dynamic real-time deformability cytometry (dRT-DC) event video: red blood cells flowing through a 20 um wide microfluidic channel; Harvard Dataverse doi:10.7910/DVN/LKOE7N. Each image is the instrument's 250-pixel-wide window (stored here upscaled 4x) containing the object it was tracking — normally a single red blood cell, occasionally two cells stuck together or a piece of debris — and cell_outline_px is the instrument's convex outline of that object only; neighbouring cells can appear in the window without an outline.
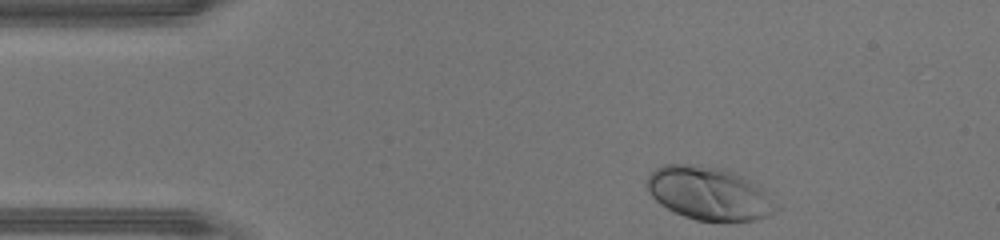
{"species": "human", "species_latin": "Homo sapiens", "temperature_condition": "warm", "stored_images_in_passage": 32, "camera_frame_rate_fps": 3000, "um_per_image_px": 0.085, "donor": {"sex": "male"}, "frame": {"image": 1, "passage_image": 1, "time_ms": 0.0, "image_size_px": [1000, 240], "cell_outline_px": [[780, 208], [776, 212], [768, 216], [756, 220], [696, 220], [684, 216], [660, 204], [652, 196], [644, 184], [648, 176], [656, 168], [664, 164], [696, 164], [724, 168], [744, 176]], "centroid_in_image_um": [60.2, 16.42], "position_along_channel_um": 24.8, "area_um2": 39.54}}
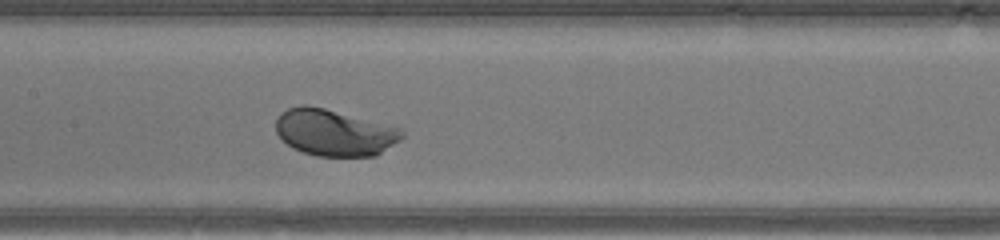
{"frame": {"image": 2, "passage_image": 16, "time_ms": 5.0, "image_size_px": [1000, 240], "cell_outline_px": [[404, 136], [400, 140], [376, 156], [316, 156], [292, 148], [280, 140], [276, 132], [276, 120], [280, 112], [288, 108], [300, 104], [308, 104], [404, 128]], "centroid_in_image_um": [28.41, 11.26], "position_along_channel_um": 179.0, "area_um2": 34.68}}
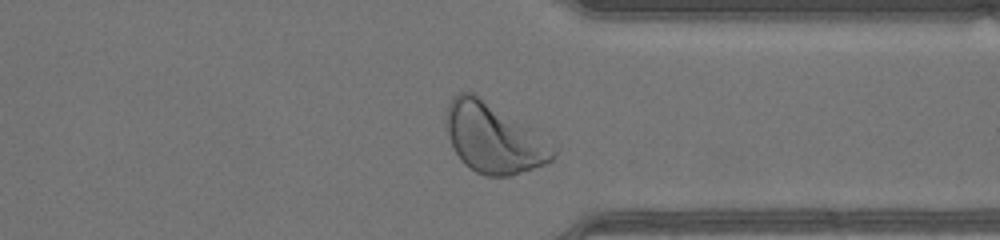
{"frame": {"image": 3, "passage_image": 29, "time_ms": 9.333, "image_size_px": [1000, 240], "cell_outline_px": [[556, 156], [552, 160], [544, 164], [508, 176], [484, 176], [468, 168], [460, 160], [452, 144], [444, 120], [444, 116], [448, 104], [452, 96], [456, 92], [472, 92], [556, 152]], "centroid_in_image_um": [41.77, 11.78], "position_along_channel_um": 369.6, "area_um2": 40.98}, "authors_computed_cell_mechanics": {"area_um2": 34.3043, "velocity_mm_per_s": 4.4639, "shape_relaxation_time_tau1_ms": 0.9993, "shape_relaxation_time_tau2_ms": null, "deformation_change_tau1": 0.1257, "deformation_change_tau2": null}}